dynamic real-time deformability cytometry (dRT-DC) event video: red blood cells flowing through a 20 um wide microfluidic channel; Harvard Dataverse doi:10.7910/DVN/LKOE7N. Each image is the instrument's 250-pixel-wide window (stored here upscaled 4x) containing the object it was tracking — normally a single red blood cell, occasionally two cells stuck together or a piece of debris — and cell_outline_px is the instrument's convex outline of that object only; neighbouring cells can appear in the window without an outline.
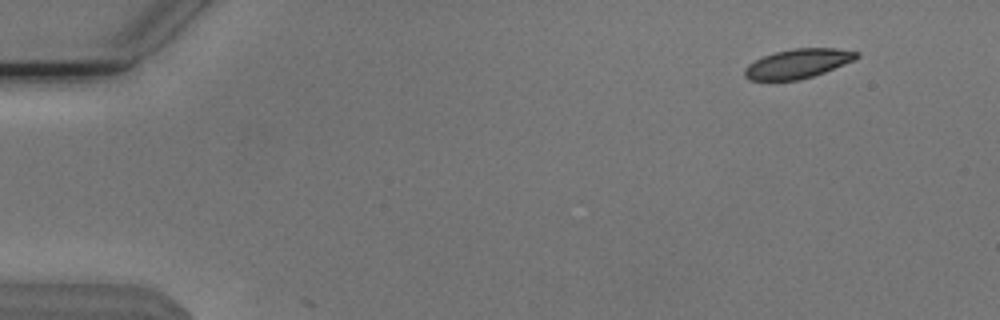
{"species": "Egyptian fruit bat (a non-hibernating species)", "species_latin": "Rousettus aegyptiacus", "temperature_condition": "cold", "stored_images_in_passage": 2, "camera_frame_rate_fps": 3000, "um_per_image_px": 0.085, "animal": {"sex": "male"}, "frame": {"image": 1, "passage_image": 1, "time_ms": 0.0, "image_size_px": [1000, 320], "cell_outline_px": [[860, 56], [856, 60], [824, 72], [800, 80], [748, 80], [744, 76], [744, 68], [748, 64], [764, 56], [776, 52], [792, 48], [836, 48], [860, 52]], "centroid_in_image_um": [67.84, 5.4], "position_along_channel_um": 17.2, "area_um2": 19.19}}